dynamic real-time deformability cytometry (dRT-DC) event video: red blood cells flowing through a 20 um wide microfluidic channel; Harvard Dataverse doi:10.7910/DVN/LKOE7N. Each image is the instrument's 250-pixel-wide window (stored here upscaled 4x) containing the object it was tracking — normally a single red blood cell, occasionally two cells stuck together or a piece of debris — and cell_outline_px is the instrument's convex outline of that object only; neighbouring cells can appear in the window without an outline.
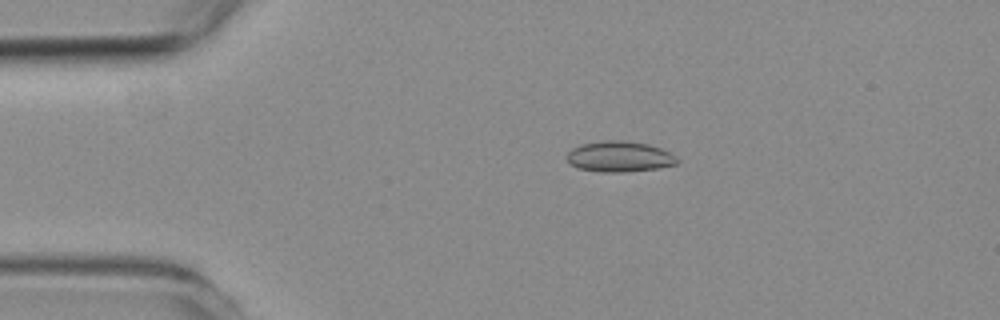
{"species": "common noctule bat (a hibernating species)", "species_latin": "Nyctalus noctula", "temperature_condition": "room temperature", "stored_images_in_passage": 5, "camera_frame_rate_fps": 3000, "um_per_image_px": 0.085, "animal": {"sex": "female", "body_mass_g": 19.3, "forearm_length_mm": 54.1}, "frame": {"image": 1, "passage_image": 4, "time_ms": 3.667, "image_size_px": [1000, 320], "cell_outline_px": [[680, 160], [676, 164], [660, 168], [624, 172], [604, 172], [576, 168], [568, 160], [568, 152], [572, 148], [580, 144], [604, 140], [624, 140], [648, 144], [660, 148], [676, 156]], "centroid_in_image_um": [52.67, 13.31], "position_along_channel_um": 32.3, "area_um2": 19.77}}